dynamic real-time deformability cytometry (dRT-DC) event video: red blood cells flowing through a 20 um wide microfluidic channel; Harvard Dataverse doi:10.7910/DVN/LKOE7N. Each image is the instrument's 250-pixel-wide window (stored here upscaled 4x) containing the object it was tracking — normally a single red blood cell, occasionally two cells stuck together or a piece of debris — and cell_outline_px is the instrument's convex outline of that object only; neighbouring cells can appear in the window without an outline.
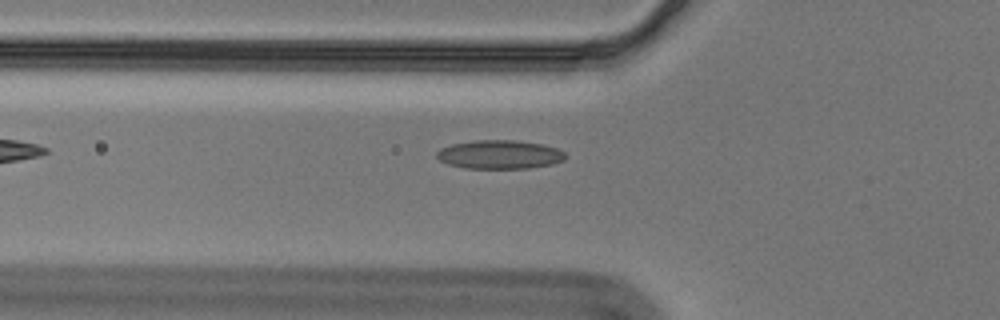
{"species": "Egyptian fruit bat (a non-hibernating species)", "species_latin": "Rousettus aegyptiacus", "temperature_condition": "cold", "stored_images_in_passage": 37, "camera_frame_rate_fps": 3000, "um_per_image_px": 0.085, "animal": {"sex": "male"}, "frame": {"image": 1, "passage_image": 3, "time_ms": 0.667, "image_size_px": [1000, 320], "cell_outline_px": [[564, 160], [552, 164], [528, 168], [464, 168], [448, 164], [440, 160], [436, 156], [436, 152], [440, 148], [452, 144], [476, 140], [516, 140], [540, 144], [556, 148], [564, 152]], "centroid_in_image_um": [42.43, 13.13], "position_along_channel_um": 83.4, "area_um2": 21.39}}
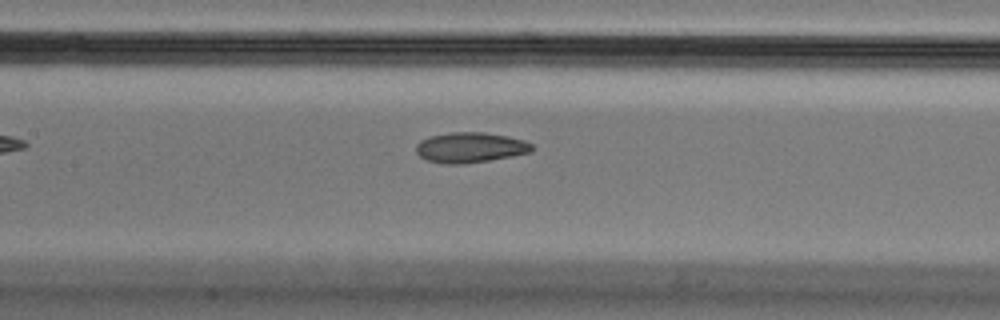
{"frame": {"image": 2, "passage_image": 10, "time_ms": 3.0, "image_size_px": [1000, 320], "cell_outline_px": [[532, 152], [512, 156], [464, 164], [444, 164], [428, 160], [420, 156], [416, 152], [416, 144], [420, 140], [428, 136], [452, 132], [484, 132], [508, 136], [524, 140], [532, 144]], "centroid_in_image_um": [39.95, 12.53], "position_along_channel_um": 167.4, "area_um2": 20.52}}
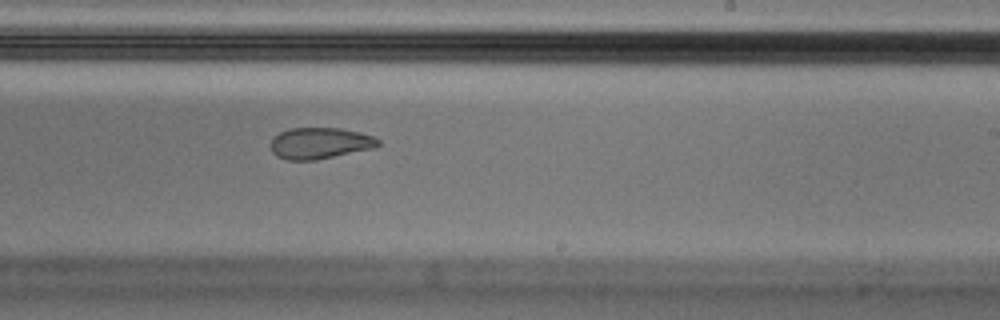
{"frame": {"image": 3, "passage_image": 18, "time_ms": 5.667, "image_size_px": [1000, 320], "cell_outline_px": [[380, 144], [372, 148], [316, 160], [288, 160], [276, 156], [272, 152], [272, 140], [280, 132], [288, 128], [340, 128], [360, 132], [372, 136], [380, 140]], "centroid_in_image_um": [27.19, 12.17], "position_along_channel_um": 261.8, "area_um2": 19.42}, "authors_computed_cell_mechanics": {"area_um2": 20.808, "velocity_mm_per_s": 3.5498, "shape_relaxation_time_tau1_ms": null, "shape_relaxation_time_tau2_ms": 2.8117, "deformation_change_tau1": null, "deformation_change_tau2": 0.0768}}